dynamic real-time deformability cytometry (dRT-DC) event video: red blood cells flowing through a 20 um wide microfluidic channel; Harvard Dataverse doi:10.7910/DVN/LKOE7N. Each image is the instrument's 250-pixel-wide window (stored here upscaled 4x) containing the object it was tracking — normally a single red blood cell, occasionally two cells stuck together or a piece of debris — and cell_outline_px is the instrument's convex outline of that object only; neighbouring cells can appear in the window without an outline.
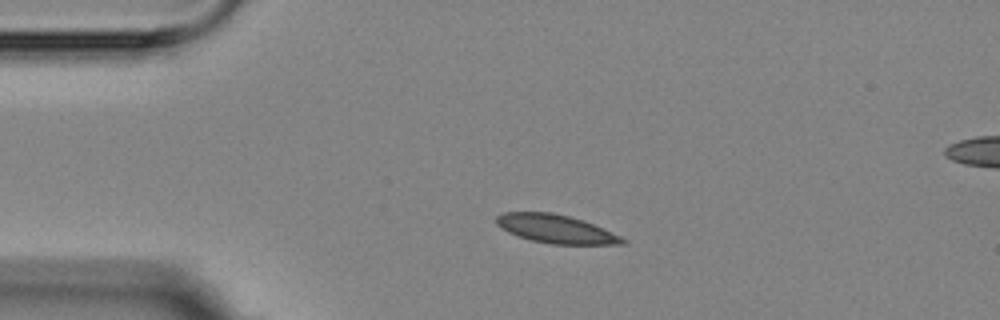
{"species": "Egyptian fruit bat (a non-hibernating species)", "species_latin": "Rousettus aegyptiacus", "temperature_condition": "room temperature", "stored_images_in_passage": 3, "segment_of_instrument_passage": [1, 2], "camera_frame_rate_fps": 3000, "um_per_image_px": 0.085, "animal": {"sex": "female"}, "frame": {"image": 1, "passage_image": 1, "time_ms": 0.0, "image_size_px": [1000, 320], "cell_outline_px": [[628, 244], [552, 244], [532, 240], [516, 236], [500, 228], [496, 224], [496, 216], [504, 212], [552, 212], [584, 220], [620, 236], [628, 240]], "centroid_in_image_um": [47.23, 19.46], "position_along_channel_um": 37.8, "area_um2": 20.92}}